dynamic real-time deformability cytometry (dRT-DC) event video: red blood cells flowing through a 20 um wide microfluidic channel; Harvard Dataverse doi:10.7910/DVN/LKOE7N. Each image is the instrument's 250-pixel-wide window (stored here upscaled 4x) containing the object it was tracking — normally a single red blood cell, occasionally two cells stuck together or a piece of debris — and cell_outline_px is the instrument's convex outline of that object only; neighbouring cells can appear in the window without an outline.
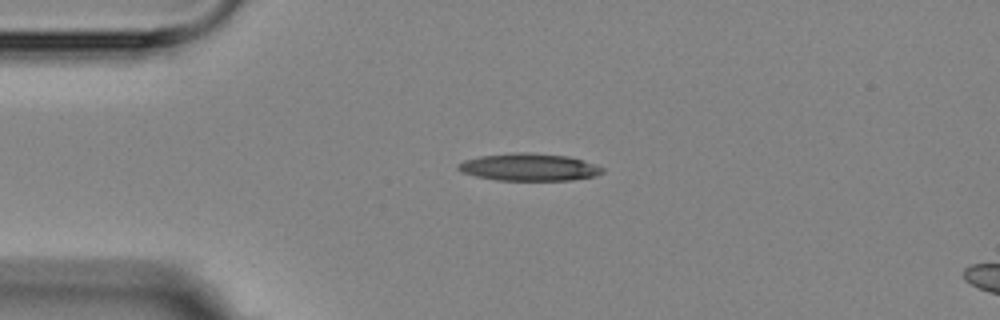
{"species": "Egyptian fruit bat (a non-hibernating species)", "species_latin": "Rousettus aegyptiacus", "temperature_condition": "room temperature", "stored_images_in_passage": 3, "segment_of_instrument_passage": [1, 2], "camera_frame_rate_fps": 3000, "um_per_image_px": 0.085, "animal": {"sex": "female"}, "frame": {"image": 1, "passage_image": 2, "time_ms": 1.333, "image_size_px": [1000, 320], "cell_outline_px": [[604, 172], [596, 176], [572, 180], [496, 180], [476, 176], [460, 172], [456, 168], [456, 164], [464, 160], [480, 156], [516, 152], [528, 152], [568, 156], [604, 168]], "centroid_in_image_um": [44.92, 14.21], "position_along_channel_um": 40.1, "area_um2": 23.0}}